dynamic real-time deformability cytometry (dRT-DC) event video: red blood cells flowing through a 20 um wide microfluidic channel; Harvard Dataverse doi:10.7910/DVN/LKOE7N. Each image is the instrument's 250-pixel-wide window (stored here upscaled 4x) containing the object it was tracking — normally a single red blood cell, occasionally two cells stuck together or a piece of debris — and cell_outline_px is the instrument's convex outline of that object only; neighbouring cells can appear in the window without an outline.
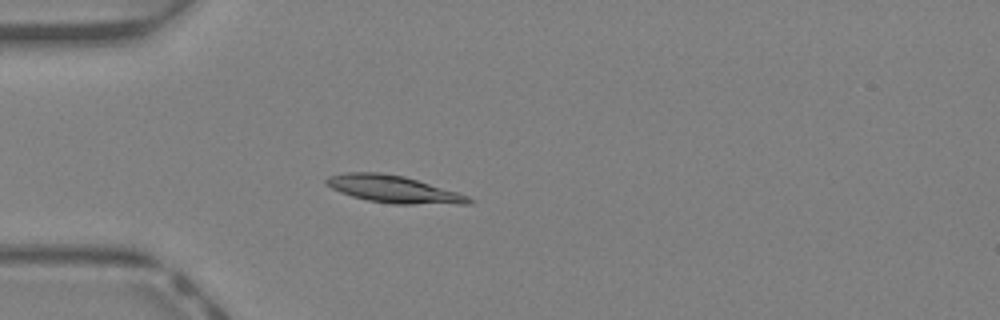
{"species": "Egyptian fruit bat (a non-hibernating species)", "species_latin": "Rousettus aegyptiacus", "temperature_condition": "warm", "stored_images_in_passage": 45, "camera_frame_rate_fps": 3000, "um_per_image_px": 0.085, "animal": {"sex": "female"}, "frame": {"image": 1, "passage_image": 13, "time_ms": 4.0, "image_size_px": [1000, 320], "cell_outline_px": [[476, 200], [472, 204], [392, 204], [368, 200], [352, 196], [340, 192], [324, 184], [324, 180], [328, 176], [344, 172], [380, 172], [404, 176], [456, 192], [468, 196]], "centroid_in_image_um": [33.43, 16.08], "position_along_channel_um": 51.6, "area_um2": 22.66}}
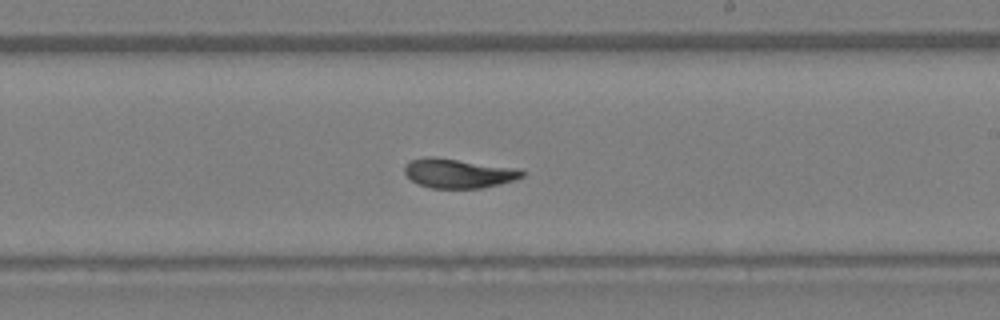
{"frame": {"image": 2, "passage_image": 27, "time_ms": 8.667, "image_size_px": [1000, 320], "cell_outline_px": [[524, 176], [516, 180], [500, 184], [480, 188], [432, 188], [420, 184], [412, 180], [404, 172], [404, 164], [412, 160], [424, 156], [436, 156], [520, 168], [524, 172]], "centroid_in_image_um": [39.0, 14.71], "position_along_channel_um": 250.0, "area_um2": 20.4}}
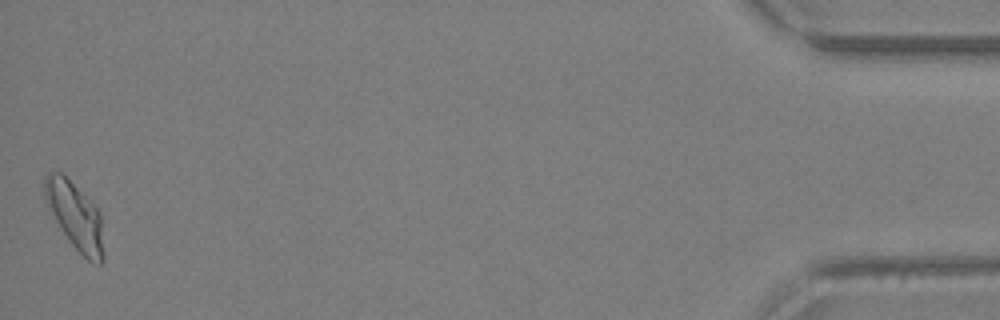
{"frame": {"image": 3, "passage_image": 45, "time_ms": 14.667, "image_size_px": [1000, 320], "cell_outline_px": [[104, 260], [100, 264], [92, 264], [72, 244], [60, 228], [44, 200], [44, 176], [48, 172], [60, 172], [100, 212], [104, 256]], "centroid_in_image_um": [6.37, 18.39], "position_along_channel_um": 428.8, "area_um2": 22.54}, "authors_computed_cell_mechanics": {"area_um2": 20.7502, "velocity_mm_per_s": 4.5232, "shape_relaxation_time_tau1_ms": 4.2483, "shape_relaxation_time_tau2_ms": 1.9694, "deformation_change_tau1": 0.1523, "deformation_change_tau2": 0.0609}}